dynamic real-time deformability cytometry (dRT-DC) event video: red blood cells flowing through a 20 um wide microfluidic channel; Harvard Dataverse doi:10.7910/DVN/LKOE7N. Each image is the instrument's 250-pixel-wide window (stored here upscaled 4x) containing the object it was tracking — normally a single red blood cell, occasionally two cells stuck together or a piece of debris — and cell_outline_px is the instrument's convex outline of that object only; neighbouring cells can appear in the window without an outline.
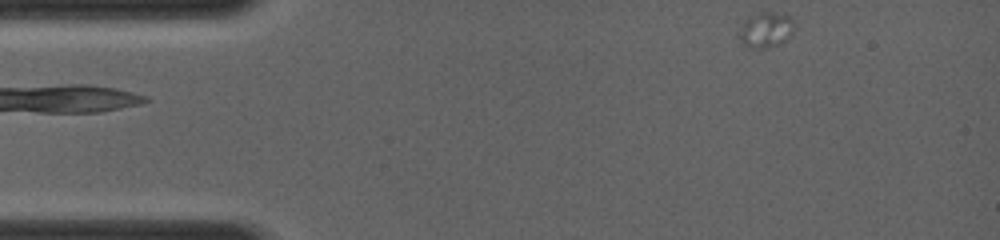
{"species": "common noctule bat (a hibernating species)", "species_latin": "Nyctalus noctula", "temperature_condition": "room temperature", "stored_images_in_passage": 1, "camera_frame_rate_fps": 4000, "um_per_image_px": 0.085, "animal": {"sex": "female", "body_mass_g": 19.0, "forearm_length_mm": 56.7}, "frame": {"image": 1, "passage_image": 1, "time_ms": 0.0, "image_size_px": [1000, 240], "cell_outline_px": [[792, 32], [788, 40], [780, 44], [764, 48], [748, 48], [736, 36], [744, 20], [748, 16], [760, 12], [772, 12], [792, 16]], "centroid_in_image_um": [65.06, 2.54], "position_along_channel_um": 19.9, "area_um2": 11.56}}